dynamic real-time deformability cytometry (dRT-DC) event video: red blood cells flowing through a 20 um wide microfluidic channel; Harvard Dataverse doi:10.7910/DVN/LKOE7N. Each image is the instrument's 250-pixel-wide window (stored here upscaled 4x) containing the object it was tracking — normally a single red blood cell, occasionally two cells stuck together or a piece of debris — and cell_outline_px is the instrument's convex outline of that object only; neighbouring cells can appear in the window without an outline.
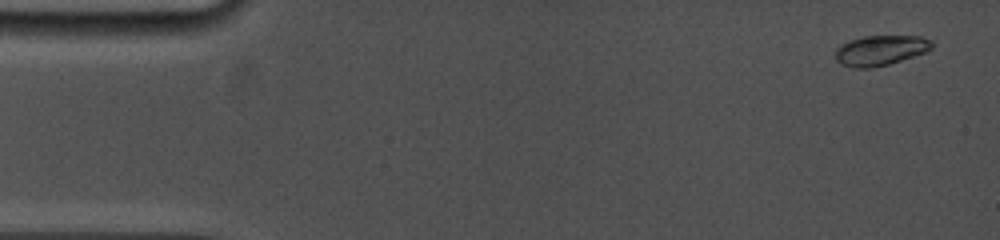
{"species": "common noctule bat (a hibernating species)", "species_latin": "Nyctalus noctula", "temperature_condition": "cold", "stored_images_in_passage": 48, "camera_frame_rate_fps": 5000, "um_per_image_px": 0.085, "animal": {"sex": "female", "body_mass_g": 19.0, "forearm_length_mm": 53.3}, "frame": {"image": 1, "passage_image": 2, "time_ms": 0.4, "image_size_px": [1000, 240], "cell_outline_px": [[936, 44], [928, 52], [888, 64], [872, 68], [852, 68], [840, 64], [836, 60], [836, 48], [840, 44], [848, 40], [864, 36], [920, 36], [932, 40]], "centroid_in_image_um": [74.86, 4.28], "position_along_channel_um": 10.1, "area_um2": 17.28}}
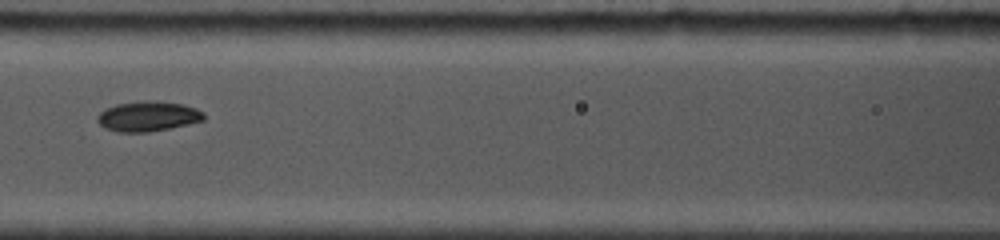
{"frame": {"image": 2, "passage_image": 22, "time_ms": 7.2, "image_size_px": [1000, 240], "cell_outline_px": [[204, 120], [188, 124], [148, 132], [116, 132], [104, 128], [96, 120], [96, 116], [100, 112], [116, 104], [144, 100], [184, 104], [196, 108], [204, 112]], "centroid_in_image_um": [12.56, 9.89], "position_along_channel_um": 154.0, "area_um2": 18.61}}
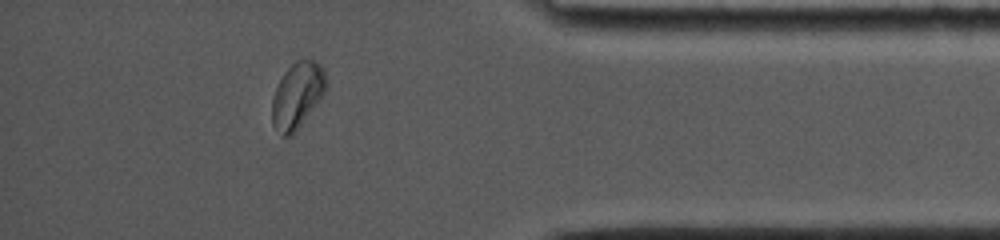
{"frame": {"image": 3, "passage_image": 42, "time_ms": 14.2, "image_size_px": [1000, 240], "cell_outline_px": [[324, 92], [292, 136], [280, 136], [272, 124], [272, 100], [276, 88], [284, 72], [296, 60], [312, 60], [320, 64], [324, 68]], "centroid_in_image_um": [25.22, 8.12], "position_along_channel_um": 410.0, "area_um2": 20.17}, "authors_computed_cell_mechanics": {"area_um2": 17.7735, "velocity_mm_per_s": 3.8781, "shape_relaxation_time_tau1_ms": 2.6944, "shape_relaxation_time_tau2_ms": null, "deformation_change_tau1": 0.1306, "deformation_change_tau2": null}}